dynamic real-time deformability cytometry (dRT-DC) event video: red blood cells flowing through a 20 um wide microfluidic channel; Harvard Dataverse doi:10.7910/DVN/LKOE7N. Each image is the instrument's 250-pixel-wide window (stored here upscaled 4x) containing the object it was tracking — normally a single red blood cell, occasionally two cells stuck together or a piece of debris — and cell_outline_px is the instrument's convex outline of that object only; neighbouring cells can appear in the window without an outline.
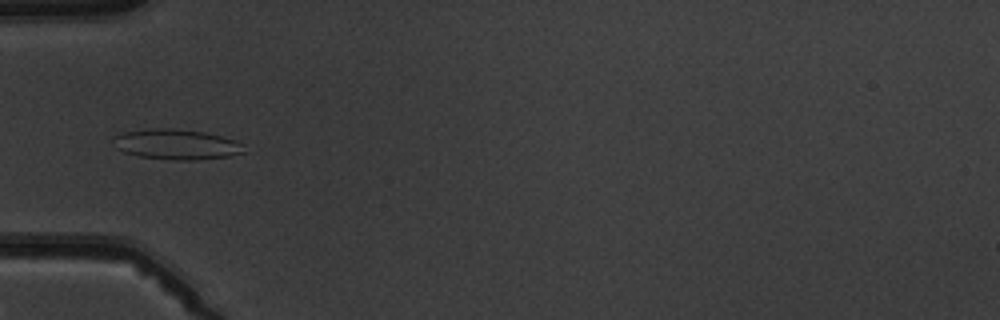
{"species": "common noctule bat (a hibernating species)", "species_latin": "Nyctalus noctula", "temperature_condition": "warm", "stored_images_in_passage": 2, "camera_frame_rate_fps": 3000, "um_per_image_px": 0.085, "animal": {"sex": "male", "body_mass_g": 19.5, "forearm_length_mm": 54.6}, "frame": {"image": 1, "passage_image": 2, "time_ms": 1.0, "image_size_px": [1000, 320], "cell_outline_px": [[244, 152], [228, 156], [196, 160], [172, 160], [140, 156], [124, 152], [116, 148], [112, 136], [120, 132], [152, 128], [172, 128], [204, 132], [236, 140], [240, 144]], "centroid_in_image_um": [14.93, 12.26], "position_along_channel_um": 70.1, "area_um2": 23.0}}